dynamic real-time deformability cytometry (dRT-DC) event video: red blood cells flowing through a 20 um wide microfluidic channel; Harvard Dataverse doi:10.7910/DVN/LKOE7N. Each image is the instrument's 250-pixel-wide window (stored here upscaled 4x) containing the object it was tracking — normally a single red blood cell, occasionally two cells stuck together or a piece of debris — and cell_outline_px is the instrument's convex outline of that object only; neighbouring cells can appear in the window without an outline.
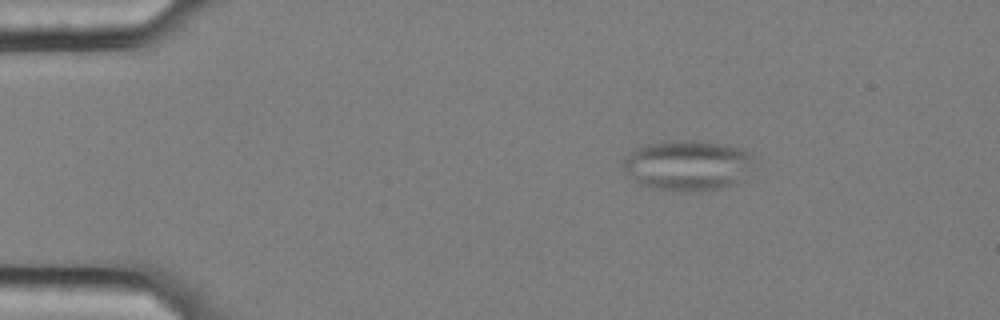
{"species": "common noctule bat (a hibernating species)", "species_latin": "Nyctalus noctula", "temperature_condition": "cold", "stored_images_in_passage": 49, "camera_frame_rate_fps": 3000, "um_per_image_px": 0.085, "animal": {"sex": "female", "body_mass_g": 25.1}, "frame": {"image": 1, "passage_image": 1, "time_ms": 0.0, "image_size_px": [1000, 320], "cell_outline_px": [[752, 156], [748, 168], [736, 184], [720, 188], [684, 192], [652, 188], [640, 184], [632, 180], [620, 164], [624, 156], [636, 148], [644, 144], [664, 140], [688, 140], [728, 144], [744, 148]], "centroid_in_image_um": [58.35, 14.03], "position_along_channel_um": 26.7, "area_um2": 38.61}}
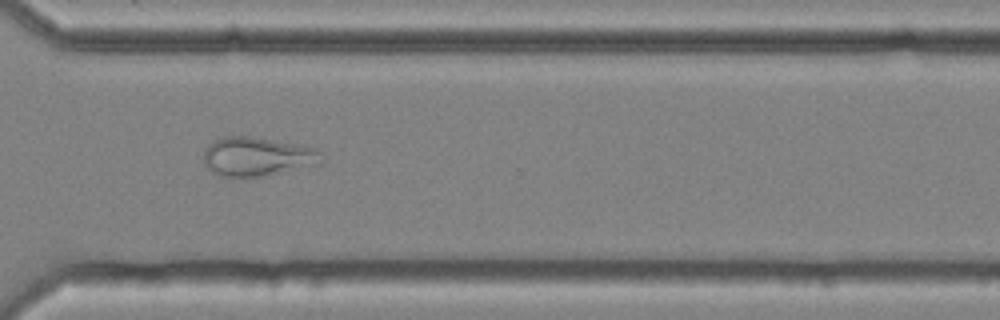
{"frame": {"image": 2, "passage_image": 34, "time_ms": 11.0, "image_size_px": [1000, 320], "cell_outline_px": [[320, 164], [264, 176], [244, 180], [240, 180], [220, 176], [212, 172], [204, 164], [204, 148], [212, 140], [220, 136], [252, 136], [296, 144], [316, 148], [320, 152]], "centroid_in_image_um": [21.78, 13.34], "position_along_channel_um": 348.8, "area_um2": 27.51}}
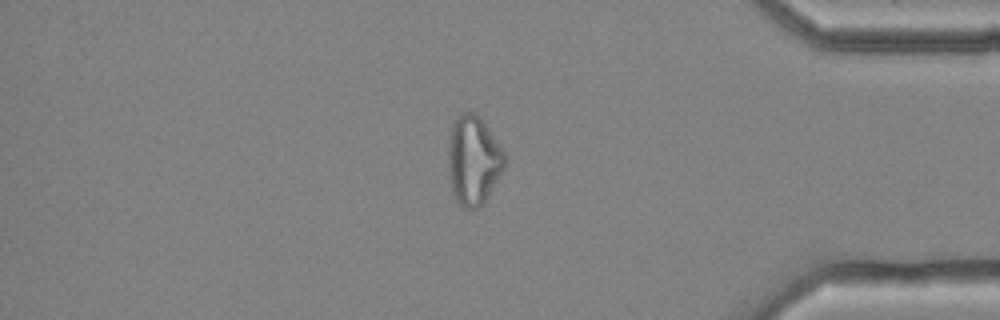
{"frame": {"image": 3, "passage_image": 40, "time_ms": 13.0, "image_size_px": [1000, 320], "cell_outline_px": [[504, 168], [484, 204], [480, 208], [468, 212], [460, 208], [452, 192], [448, 168], [448, 144], [452, 124], [460, 112], [472, 112], [480, 116], [484, 120], [504, 152]], "centroid_in_image_um": [40.22, 13.67], "position_along_channel_um": 395.0, "area_um2": 29.88}, "authors_computed_cell_mechanics": {"area_um2": 29.2468, "velocity_mm_per_s": 3.5642, "shape_relaxation_time_tau1_ms": null, "shape_relaxation_time_tau2_ms": 2.4921, "deformation_change_tau1": null, "deformation_change_tau2": 0.0878}}